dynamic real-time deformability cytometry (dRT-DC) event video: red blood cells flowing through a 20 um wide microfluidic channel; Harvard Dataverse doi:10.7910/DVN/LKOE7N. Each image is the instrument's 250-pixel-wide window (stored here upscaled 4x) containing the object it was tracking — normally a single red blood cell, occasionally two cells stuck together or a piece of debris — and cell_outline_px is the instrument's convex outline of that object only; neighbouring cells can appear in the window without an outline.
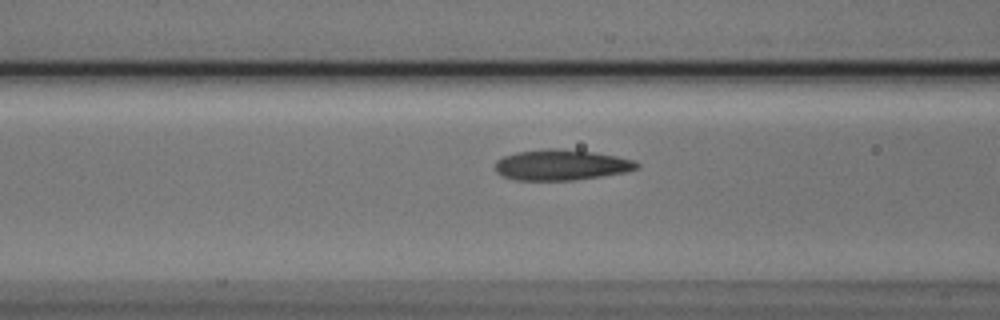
{"species": "Egyptian fruit bat (a non-hibernating species)", "species_latin": "Rousettus aegyptiacus", "temperature_condition": "cold", "stored_images_in_passage": 15, "camera_frame_rate_fps": 3000, "um_per_image_px": 0.085, "animal": {"sex": "male"}, "frame": {"image": 1, "passage_image": 13, "time_ms": 4.0, "image_size_px": [1000, 320], "cell_outline_px": [[640, 168], [624, 172], [600, 176], [572, 180], [516, 180], [504, 176], [496, 172], [496, 160], [504, 156], [516, 152], [544, 148], [560, 148], [596, 152], [616, 156], [632, 160], [640, 164]], "centroid_in_image_um": [47.7, 14.0], "position_along_channel_um": 118.9, "area_um2": 25.32}}